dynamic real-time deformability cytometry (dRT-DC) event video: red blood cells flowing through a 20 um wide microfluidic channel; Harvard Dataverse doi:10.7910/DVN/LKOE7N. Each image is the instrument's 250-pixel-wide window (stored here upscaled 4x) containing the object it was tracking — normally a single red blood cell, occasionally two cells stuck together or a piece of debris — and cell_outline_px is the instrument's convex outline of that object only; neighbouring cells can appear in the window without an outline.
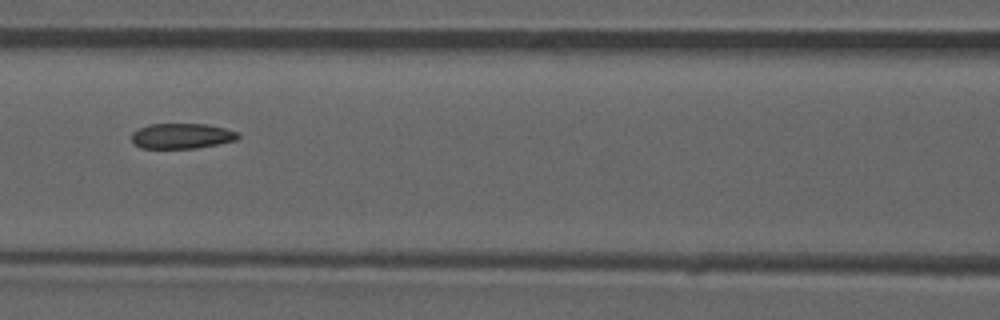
{"species": "common noctule bat (a hibernating species)", "species_latin": "Nyctalus noctula", "temperature_condition": "room temperature", "stored_images_in_passage": 52, "camera_frame_rate_fps": 3000, "um_per_image_px": 0.085, "animal": {"sex": "male", "forearm_length_mm": 52.5}, "frame": {"image": 1, "passage_image": 23, "time_ms": 7.333, "image_size_px": [1000, 320], "cell_outline_px": [[240, 136], [236, 140], [196, 148], [140, 148], [132, 140], [132, 132], [148, 124], [208, 124], [240, 132]], "centroid_in_image_um": [15.47, 11.55], "position_along_channel_um": 151.1, "area_um2": 15.66}, "authors_computed_cell_mechanics": {"area_um2": 16.3863, "velocity_mm_per_s": 3.9476, "shape_relaxation_time_tau1_ms": null, "shape_relaxation_time_tau2_ms": 2.7982, "deformation_change_tau1": null, "deformation_change_tau2": 0.0759}}